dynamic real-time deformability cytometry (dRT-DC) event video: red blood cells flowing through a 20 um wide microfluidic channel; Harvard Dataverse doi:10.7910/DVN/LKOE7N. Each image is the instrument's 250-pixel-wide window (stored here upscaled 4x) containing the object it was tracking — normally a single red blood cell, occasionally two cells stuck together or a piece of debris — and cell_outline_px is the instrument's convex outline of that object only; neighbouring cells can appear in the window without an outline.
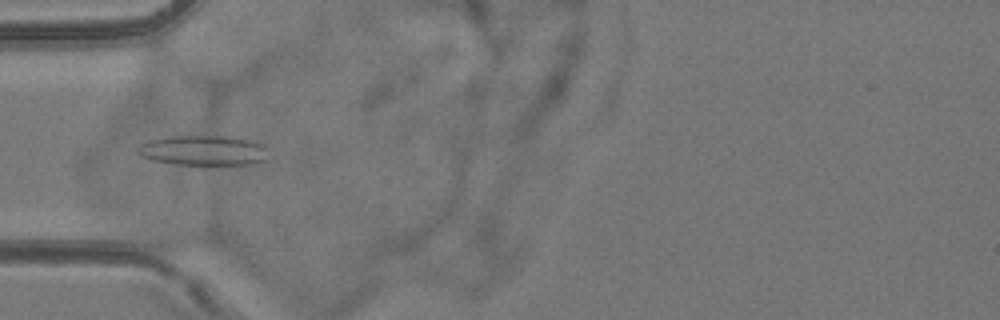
{"species": "common noctule bat (a hibernating species)", "species_latin": "Nyctalus noctula", "temperature_condition": "room temperature", "stored_images_in_passage": 9, "camera_frame_rate_fps": 3000, "um_per_image_px": 0.085, "animal": {"sex": "female", "body_mass_g": 24.6, "forearm_length_mm": 56.2}, "frame": {"image": 1, "passage_image": 6, "time_ms": 5.667, "image_size_px": [1000, 320], "cell_outline_px": [[268, 160], [252, 164], [176, 164], [152, 160], [140, 156], [136, 152], [136, 148], [140, 144], [148, 140], [168, 136], [232, 136], [252, 140], [264, 144], [268, 148]], "centroid_in_image_um": [17.32, 12.77], "position_along_channel_um": 67.7, "area_um2": 23.29}}
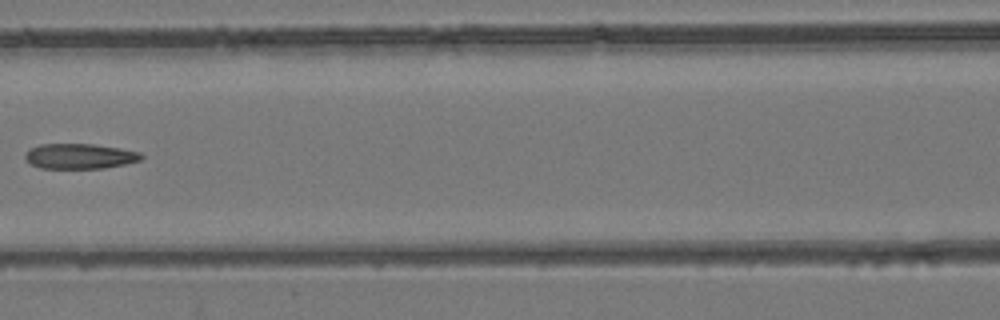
{"frame": {"image": 2, "passage_image": 8, "time_ms": 8.0, "image_size_px": [1000, 320], "cell_outline_px": [[144, 156], [140, 160], [124, 164], [104, 168], [40, 168], [32, 164], [24, 156], [32, 148], [40, 144], [92, 144], [120, 148], [140, 152]], "centroid_in_image_um": [6.81, 13.27], "position_along_channel_um": 159.8, "area_um2": 16.82}}
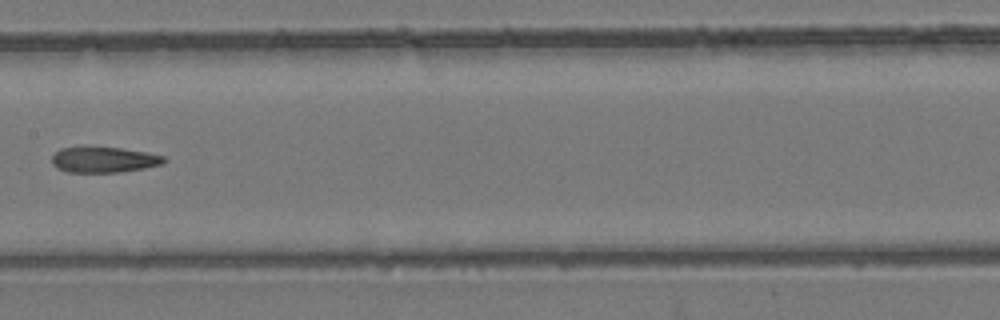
{"frame": {"image": 3, "passage_image": 9, "time_ms": 9.0, "image_size_px": [1000, 320], "cell_outline_px": [[168, 160], [164, 164], [144, 168], [120, 172], [68, 172], [56, 168], [52, 164], [52, 156], [60, 148], [120, 148], [144, 152], [164, 156]], "centroid_in_image_um": [8.85, 13.59], "position_along_channel_um": 198.6, "area_um2": 16.53}}